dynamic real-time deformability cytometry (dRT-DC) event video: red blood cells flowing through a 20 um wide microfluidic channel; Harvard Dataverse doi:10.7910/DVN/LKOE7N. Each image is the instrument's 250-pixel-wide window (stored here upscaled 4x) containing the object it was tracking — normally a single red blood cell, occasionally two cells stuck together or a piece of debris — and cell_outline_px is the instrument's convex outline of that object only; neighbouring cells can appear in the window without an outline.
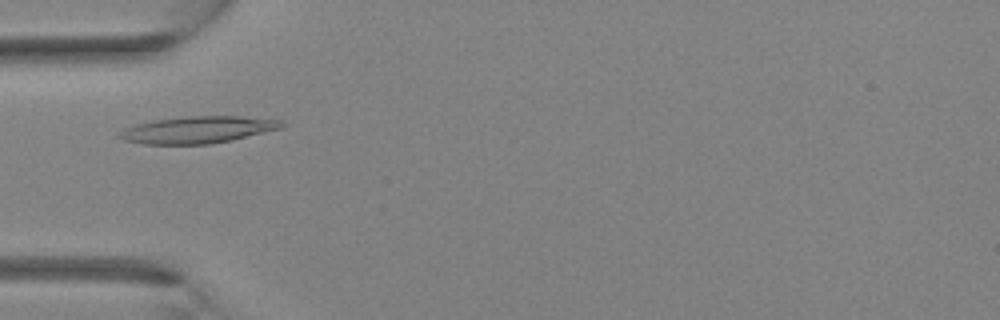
{"species": "Egyptian fruit bat (a non-hibernating species)", "species_latin": "Rousettus aegyptiacus", "temperature_condition": "room temperature", "stored_images_in_passage": 1, "camera_frame_rate_fps": 3000, "um_per_image_px": 0.085, "animal": {"sex": "female"}, "frame": {"image": 1, "passage_image": 1, "time_ms": 0.0, "image_size_px": [1000, 320], "cell_outline_px": [[288, 124], [284, 128], [232, 140], [212, 144], [144, 144], [124, 140], [116, 136], [124, 128], [136, 124], [152, 120], [188, 116], [240, 116], [280, 120]], "centroid_in_image_um": [16.85, 11.03], "position_along_channel_um": 68.2, "area_um2": 25.66}}